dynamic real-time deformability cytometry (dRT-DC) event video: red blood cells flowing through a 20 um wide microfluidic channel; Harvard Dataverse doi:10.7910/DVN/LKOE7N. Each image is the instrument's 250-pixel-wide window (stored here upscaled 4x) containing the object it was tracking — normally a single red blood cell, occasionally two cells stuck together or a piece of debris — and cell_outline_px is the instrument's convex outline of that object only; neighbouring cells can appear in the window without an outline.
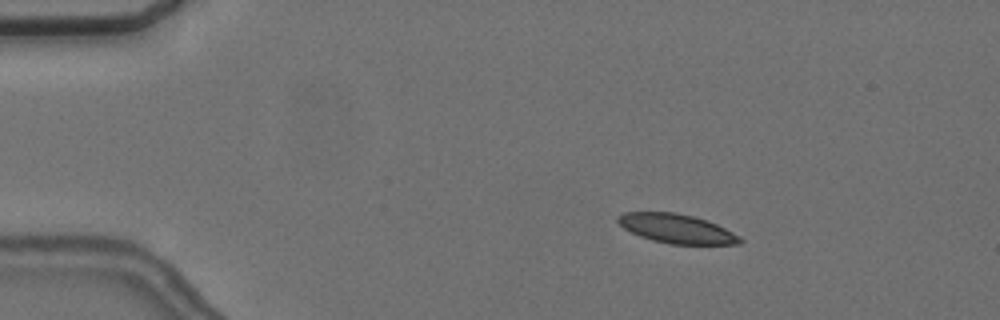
{"species": "common noctule bat (a hibernating species)", "species_latin": "Nyctalus noctula", "temperature_condition": "cold", "stored_images_in_passage": 4, "camera_frame_rate_fps": 3000, "um_per_image_px": 0.085, "animal": {"sex": "female", "body_mass_g": 24.6, "forearm_length_mm": 56.2}, "frame": {"image": 1, "passage_image": 2, "time_ms": 1.0, "image_size_px": [1000, 320], "cell_outline_px": [[744, 240], [740, 244], [668, 244], [652, 240], [640, 236], [624, 228], [616, 220], [616, 216], [624, 212], [676, 212], [708, 220], [740, 236]], "centroid_in_image_um": [57.51, 19.43], "position_along_channel_um": 27.5, "area_um2": 20.75}}